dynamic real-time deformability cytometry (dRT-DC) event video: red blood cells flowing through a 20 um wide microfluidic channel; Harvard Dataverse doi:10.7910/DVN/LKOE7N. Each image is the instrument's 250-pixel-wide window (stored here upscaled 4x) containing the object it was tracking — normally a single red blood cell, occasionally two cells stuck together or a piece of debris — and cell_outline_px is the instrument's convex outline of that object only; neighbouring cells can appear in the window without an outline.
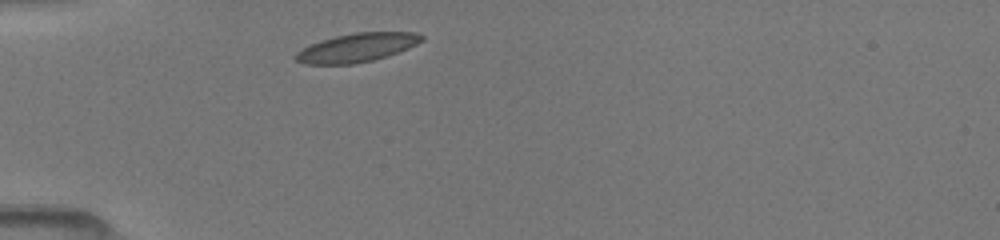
{"species": "common noctule bat (a hibernating species)", "species_latin": "Nyctalus noctula", "temperature_condition": "room temperature", "stored_images_in_passage": 3, "camera_frame_rate_fps": 3000, "um_per_image_px": 0.085, "animal": {"sex": "female", "body_mass_g": 19.5, "forearm_length_mm": 54.1}, "frame": {"image": 1, "passage_image": 1, "time_ms": 0.0, "image_size_px": [1000, 240], "cell_outline_px": [[424, 40], [408, 48], [388, 56], [372, 60], [352, 64], [304, 64], [296, 60], [292, 56], [300, 48], [320, 40], [336, 36], [356, 32], [416, 32], [424, 36]], "centroid_in_image_um": [30.31, 4.04], "position_along_channel_um": 54.7, "area_um2": 21.21}}
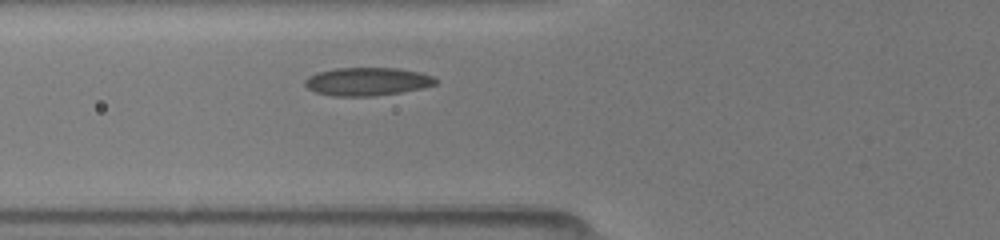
{"frame": {"image": 2, "passage_image": 3, "time_ms": 1.333, "image_size_px": [1000, 240], "cell_outline_px": [[440, 80], [436, 84], [424, 88], [400, 92], [372, 96], [332, 96], [316, 92], [308, 88], [304, 84], [304, 80], [308, 76], [316, 72], [336, 68], [396, 68], [420, 72], [436, 76]], "centroid_in_image_um": [31.25, 6.92], "position_along_channel_um": 94.5, "area_um2": 21.68}}